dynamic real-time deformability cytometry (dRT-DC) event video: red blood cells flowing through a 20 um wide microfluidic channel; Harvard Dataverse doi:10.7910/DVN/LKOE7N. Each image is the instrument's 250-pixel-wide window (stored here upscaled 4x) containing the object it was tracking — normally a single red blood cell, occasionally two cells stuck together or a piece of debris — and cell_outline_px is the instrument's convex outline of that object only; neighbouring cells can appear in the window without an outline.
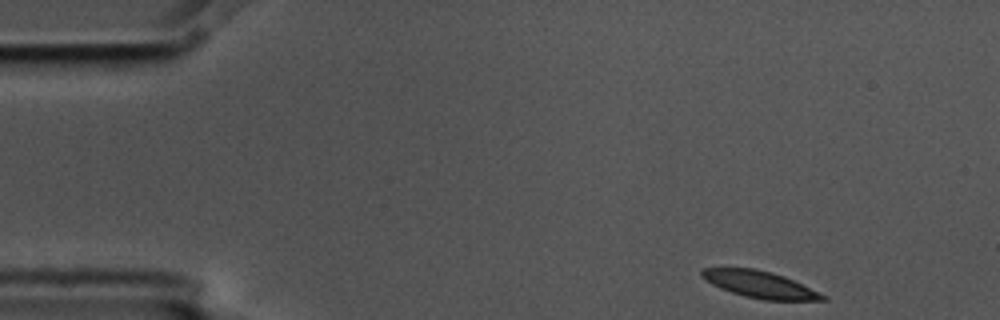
{"species": "common noctule bat (a hibernating species)", "species_latin": "Nyctalus noctula", "temperature_condition": "cold", "stored_images_in_passage": 6, "camera_frame_rate_fps": 3000, "um_per_image_px": 0.085, "animal": {"sex": "male", "body_mass_g": 17.5, "forearm_length_mm": 52.3}, "frame": {"image": 1, "passage_image": 1, "time_ms": 0.0, "image_size_px": [1000, 320], "cell_outline_px": [[828, 300], [764, 300], [744, 296], [720, 288], [712, 284], [700, 276], [700, 272], [704, 268], [756, 268], [772, 272], [784, 276], [828, 296]], "centroid_in_image_um": [64.59, 24.18], "position_along_channel_um": 20.4, "area_um2": 18.84}}
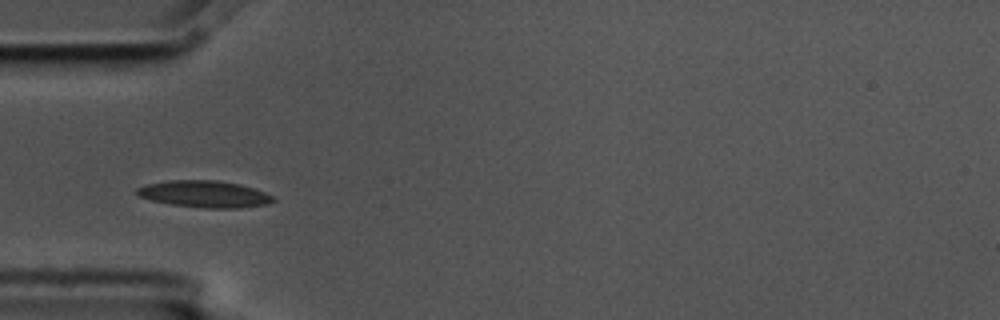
{"frame": {"image": 2, "passage_image": 4, "time_ms": 1.0, "image_size_px": [1000, 320], "cell_outline_px": [[276, 200], [268, 204], [240, 208], [204, 208], [172, 204], [152, 200], [136, 196], [132, 192], [136, 188], [148, 184], [168, 180], [216, 180], [240, 184], [276, 196]], "centroid_in_image_um": [17.37, 16.49], "position_along_channel_um": 67.6, "area_um2": 21.44}}